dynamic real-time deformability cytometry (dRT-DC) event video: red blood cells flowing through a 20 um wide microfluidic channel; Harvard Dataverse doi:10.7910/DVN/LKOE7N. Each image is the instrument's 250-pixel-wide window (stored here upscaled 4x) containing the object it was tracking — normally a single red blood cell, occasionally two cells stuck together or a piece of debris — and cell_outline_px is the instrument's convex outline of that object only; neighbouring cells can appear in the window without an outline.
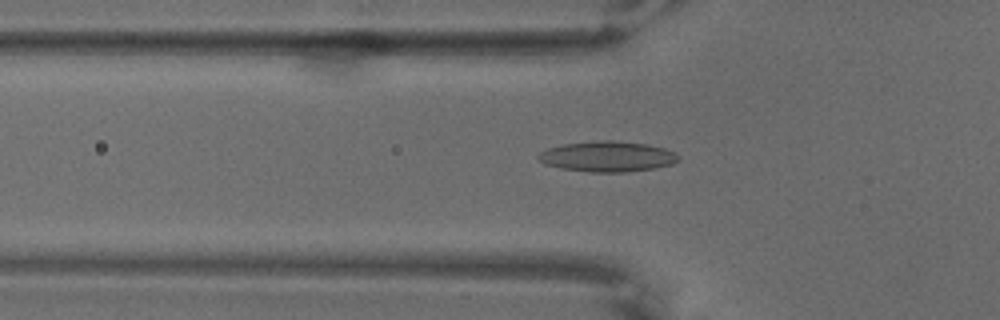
{"species": "common noctule bat (a hibernating species)", "species_latin": "Nyctalus noctula", "temperature_condition": "warm", "stored_images_in_passage": 65, "camera_frame_rate_fps": 3000, "um_per_image_px": 0.085, "animal": {"sex": "male", "body_mass_g": 18.8}, "frame": {"image": 1, "passage_image": 24, "time_ms": 7.667, "image_size_px": [1000, 320], "cell_outline_px": [[680, 160], [672, 164], [652, 168], [624, 172], [588, 172], [560, 168], [544, 164], [536, 156], [540, 152], [548, 148], [564, 144], [600, 140], [612, 140], [644, 144], [664, 148], [676, 152]], "centroid_in_image_um": [51.62, 13.3], "position_along_channel_um": 74.2, "area_um2": 24.8}}
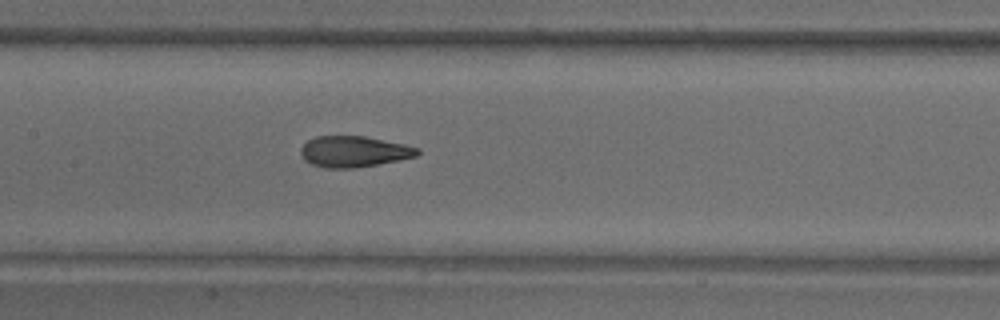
{"frame": {"image": 2, "passage_image": 34, "time_ms": 11.0, "image_size_px": [1000, 320], "cell_outline_px": [[420, 152], [416, 156], [400, 160], [356, 168], [324, 168], [312, 164], [304, 160], [300, 152], [300, 148], [308, 140], [316, 136], [364, 136], [404, 144], [420, 148]], "centroid_in_image_um": [30.08, 12.89], "position_along_channel_um": 177.3, "area_um2": 21.15}}
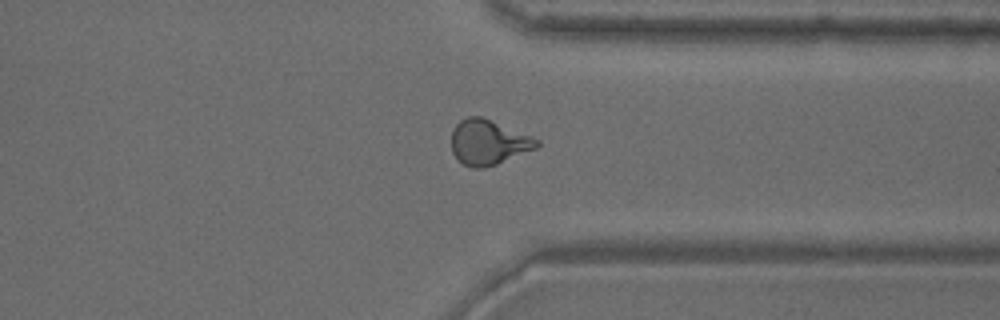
{"frame": {"image": 3, "passage_image": 53, "time_ms": 17.333, "image_size_px": [1000, 320], "cell_outline_px": [[540, 144], [536, 148], [496, 164], [484, 168], [472, 168], [464, 164], [452, 152], [452, 132], [456, 124], [460, 120], [468, 116], [480, 116], [532, 136], [540, 140]], "centroid_in_image_um": [41.51, 12.09], "position_along_channel_um": 369.9, "area_um2": 22.14}}